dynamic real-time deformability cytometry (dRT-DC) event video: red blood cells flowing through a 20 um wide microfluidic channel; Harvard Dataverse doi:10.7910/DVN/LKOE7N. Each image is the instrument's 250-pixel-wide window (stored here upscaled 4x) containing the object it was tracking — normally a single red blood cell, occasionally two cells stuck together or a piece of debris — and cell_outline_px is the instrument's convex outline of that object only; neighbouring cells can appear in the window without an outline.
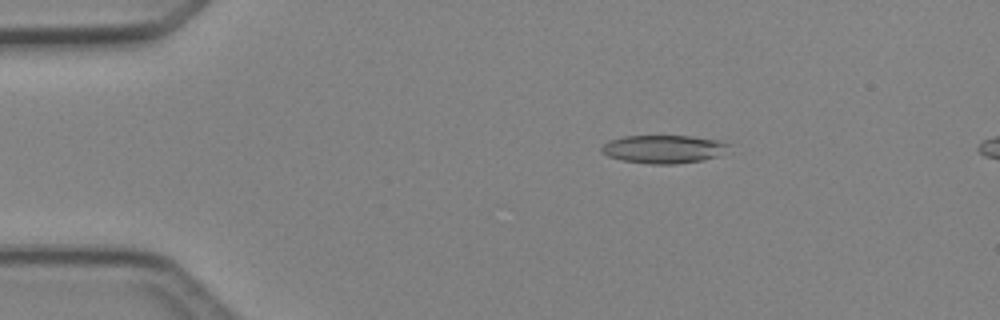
{"species": "Egyptian fruit bat (a non-hibernating species)", "species_latin": "Rousettus aegyptiacus", "temperature_condition": "cold", "stored_images_in_passage": 13, "camera_frame_rate_fps": 3000, "um_per_image_px": 0.085, "animal": {"sex": "female"}, "frame": {"image": 1, "passage_image": 8, "time_ms": 2.333, "image_size_px": [1000, 320], "cell_outline_px": [[732, 144], [716, 156], [700, 160], [676, 164], [652, 164], [620, 160], [608, 156], [600, 152], [600, 148], [608, 140], [624, 136], [688, 136], [720, 140]], "centroid_in_image_um": [56.34, 12.67], "position_along_channel_um": 28.7, "area_um2": 20.81}}